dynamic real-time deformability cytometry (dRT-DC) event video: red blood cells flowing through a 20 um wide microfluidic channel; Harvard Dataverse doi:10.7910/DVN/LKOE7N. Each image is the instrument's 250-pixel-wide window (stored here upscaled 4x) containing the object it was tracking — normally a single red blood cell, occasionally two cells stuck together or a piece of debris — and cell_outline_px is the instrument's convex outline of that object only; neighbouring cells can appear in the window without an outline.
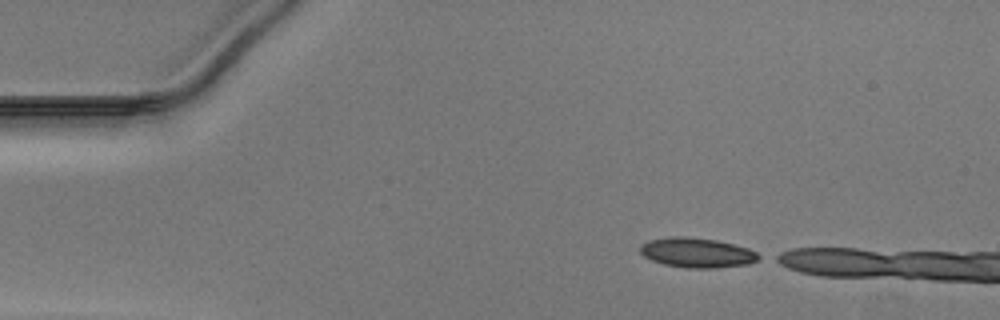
{"species": "Egyptian fruit bat (a non-hibernating species)", "species_latin": "Rousettus aegyptiacus", "temperature_condition": "warm", "stored_images_in_passage": 12, "camera_frame_rate_fps": 3000, "um_per_image_px": 0.085, "animal": {"sex": "male"}, "frame": {"image": 1, "passage_image": 1, "time_ms": 0.0, "image_size_px": [1000, 320], "cell_outline_px": [[764, 256], [748, 264], [716, 268], [688, 268], [664, 264], [652, 260], [644, 256], [640, 252], [640, 244], [648, 240], [668, 236], [688, 236], [716, 240], [748, 248]], "centroid_in_image_um": [59.23, 21.47], "position_along_channel_um": 25.8, "area_um2": 20.69}}
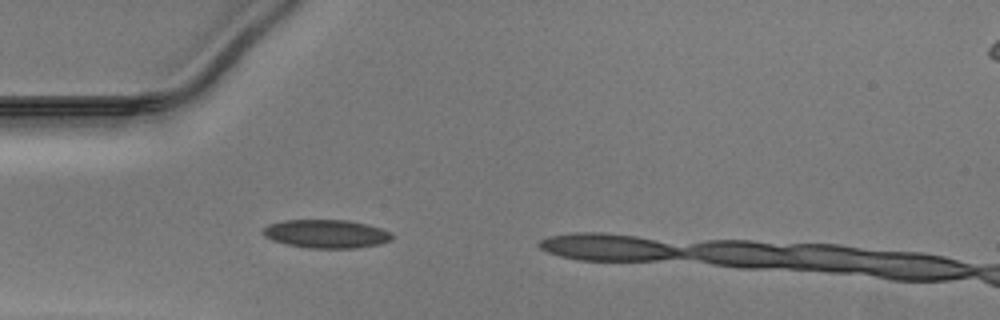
{"frame": {"image": 2, "passage_image": 8, "time_ms": 2.333, "image_size_px": [1000, 320], "cell_outline_px": [[392, 240], [380, 244], [356, 248], [308, 248], [288, 244], [272, 240], [264, 236], [260, 232], [268, 224], [284, 220], [348, 220], [368, 224], [392, 232]], "centroid_in_image_um": [27.74, 19.87], "position_along_channel_um": 57.3, "area_um2": 21.5}}
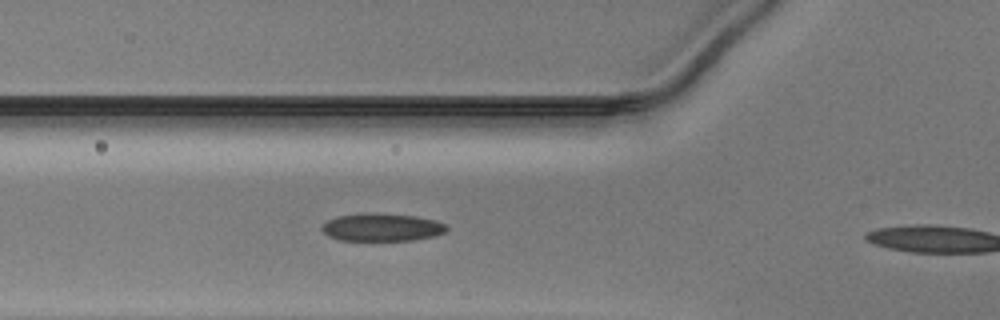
{"frame": {"image": 3, "passage_image": 11, "time_ms": 3.333, "image_size_px": [1000, 320], "cell_outline_px": [[448, 232], [436, 236], [412, 240], [340, 240], [328, 236], [320, 228], [328, 220], [336, 216], [364, 212], [376, 212], [416, 216], [436, 220], [448, 224]], "centroid_in_image_um": [32.51, 19.3], "position_along_channel_um": 93.3, "area_um2": 20.63}}